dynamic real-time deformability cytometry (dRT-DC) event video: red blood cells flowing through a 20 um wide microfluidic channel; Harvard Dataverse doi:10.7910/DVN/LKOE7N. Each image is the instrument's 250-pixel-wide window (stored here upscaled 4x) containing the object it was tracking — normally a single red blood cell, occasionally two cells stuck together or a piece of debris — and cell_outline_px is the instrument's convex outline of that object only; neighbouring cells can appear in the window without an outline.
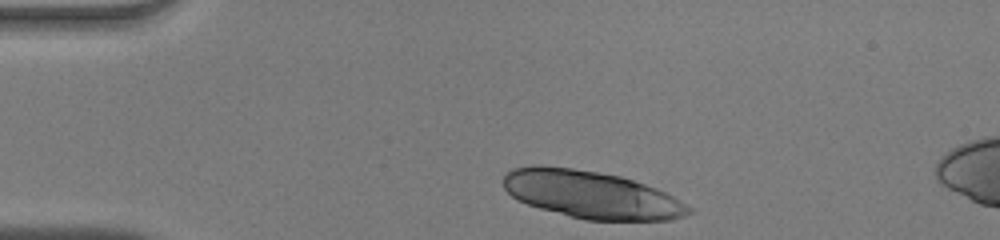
{"species": "human", "species_latin": "Homo sapiens", "temperature_condition": "warm", "stored_images_in_passage": 7, "camera_frame_rate_fps": 3000, "um_per_image_px": 0.085, "donor": {"sex": "male"}, "frame": {"image": 1, "passage_image": 1, "time_ms": 0.0, "image_size_px": [1000, 240], "cell_outline_px": [[692, 212], [684, 216], [672, 220], [584, 220], [540, 208], [516, 200], [504, 188], [504, 176], [512, 168], [532, 164], [540, 164], [572, 168], [620, 176], [656, 188], [680, 200], [692, 208]], "centroid_in_image_um": [50.23, 16.54], "position_along_channel_um": 34.8, "area_um2": 51.27}}